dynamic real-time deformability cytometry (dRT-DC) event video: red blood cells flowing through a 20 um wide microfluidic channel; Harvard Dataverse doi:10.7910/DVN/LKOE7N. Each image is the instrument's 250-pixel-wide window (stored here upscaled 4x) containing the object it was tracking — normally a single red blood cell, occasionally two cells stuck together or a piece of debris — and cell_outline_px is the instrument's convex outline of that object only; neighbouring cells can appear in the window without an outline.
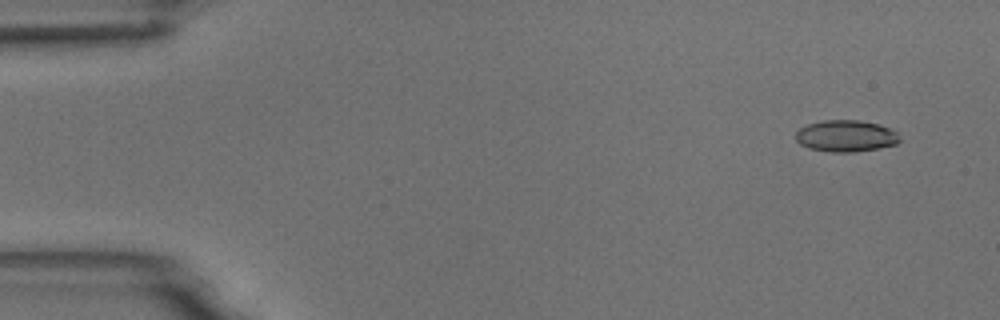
{"species": "common noctule bat (a hibernating species)", "species_latin": "Nyctalus noctula", "temperature_condition": "room temperature", "stored_images_in_passage": 56, "camera_frame_rate_fps": 3000, "um_per_image_px": 0.085, "animal": {"sex": "male", "body_mass_g": 18.8}, "frame": {"image": 1, "passage_image": 4, "time_ms": 1.0, "image_size_px": [1000, 320], "cell_outline_px": [[900, 140], [896, 144], [880, 148], [852, 152], [832, 152], [808, 148], [800, 144], [796, 140], [796, 132], [800, 128], [808, 124], [824, 120], [860, 120], [880, 124], [900, 132]], "centroid_in_image_um": [71.94, 11.55], "position_along_channel_um": 13.1, "area_um2": 19.36}}
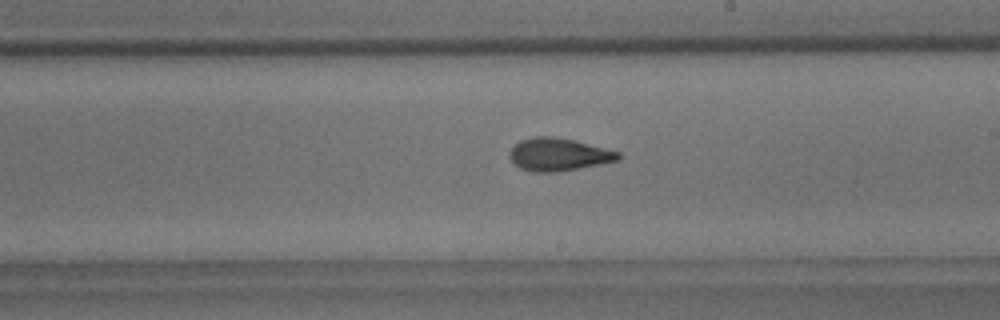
{"frame": {"image": 2, "passage_image": 32, "time_ms": 10.333, "image_size_px": [1000, 320], "cell_outline_px": [[620, 160], [600, 164], [556, 172], [532, 172], [520, 168], [508, 156], [508, 152], [520, 140], [532, 136], [552, 136], [572, 140], [620, 152]], "centroid_in_image_um": [47.44, 13.13], "position_along_channel_um": 241.6, "area_um2": 20.58}}
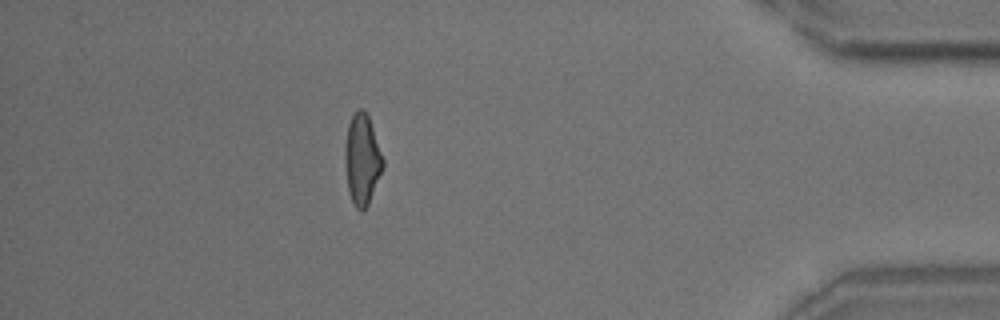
{"frame": {"image": 3, "passage_image": 49, "time_ms": 16.0, "image_size_px": [1000, 320], "cell_outline_px": [[384, 168], [368, 204], [360, 212], [356, 208], [352, 200], [348, 188], [344, 164], [344, 148], [348, 124], [352, 116], [360, 108], [364, 108], [368, 116], [384, 160]], "centroid_in_image_um": [30.77, 13.55], "position_along_channel_um": 404.4, "area_um2": 20.0}}